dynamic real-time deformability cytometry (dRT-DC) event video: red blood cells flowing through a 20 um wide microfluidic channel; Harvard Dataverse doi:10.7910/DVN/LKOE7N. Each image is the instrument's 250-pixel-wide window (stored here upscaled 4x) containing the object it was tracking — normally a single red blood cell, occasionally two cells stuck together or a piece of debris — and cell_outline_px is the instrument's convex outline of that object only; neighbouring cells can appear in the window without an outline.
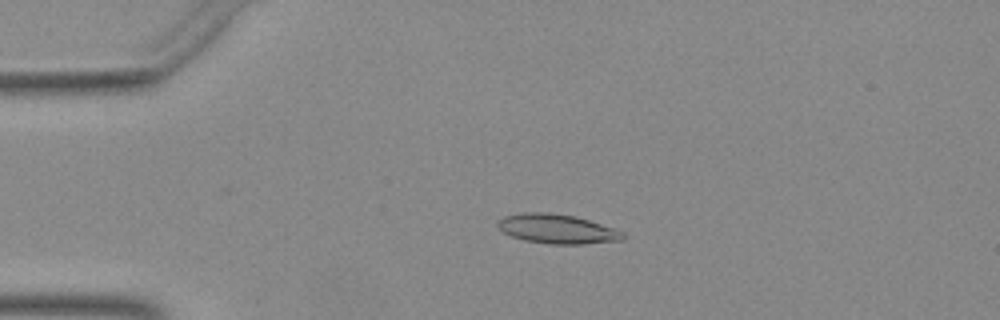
{"species": "Egyptian fruit bat (a non-hibernating species)", "species_latin": "Rousettus aegyptiacus", "temperature_condition": "warm", "stored_images_in_passage": 49, "camera_frame_rate_fps": 3000, "um_per_image_px": 0.085, "animal": {"sex": "female"}, "frame": {"image": 1, "passage_image": 10, "time_ms": 3.0, "image_size_px": [1000, 320], "cell_outline_px": [[624, 240], [584, 244], [548, 244], [524, 240], [512, 236], [496, 228], [496, 220], [504, 216], [524, 212], [548, 212], [576, 216], [624, 232]], "centroid_in_image_um": [47.31, 19.45], "position_along_channel_um": 37.7, "area_um2": 21.56}}
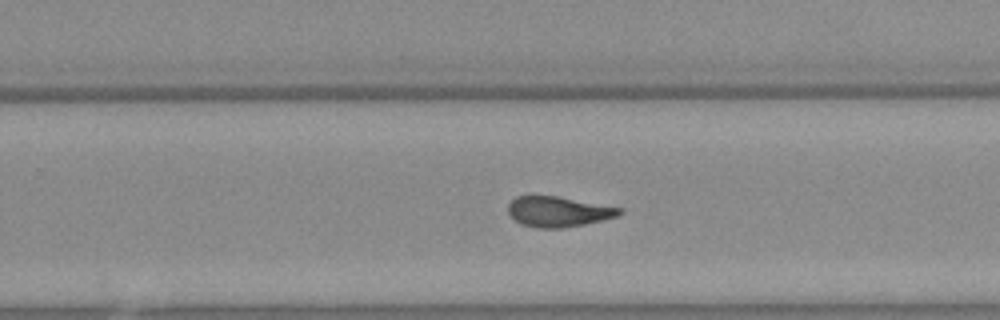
{"frame": {"image": 2, "passage_image": 31, "time_ms": 10.0, "image_size_px": [1000, 320], "cell_outline_px": [[624, 212], [616, 216], [584, 224], [560, 228], [536, 228], [524, 224], [516, 220], [508, 212], [508, 204], [516, 196], [532, 192], [556, 196], [620, 208]], "centroid_in_image_um": [47.36, 17.94], "position_along_channel_um": 282.4, "area_um2": 19.77}}
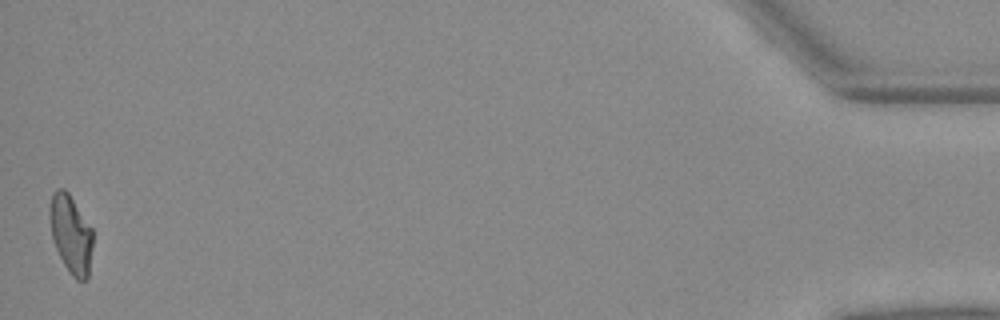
{"frame": {"image": 3, "passage_image": 49, "time_ms": 16.0, "image_size_px": [1000, 320], "cell_outline_px": [[92, 248], [88, 280], [76, 280], [72, 276], [64, 264], [56, 248], [52, 236], [48, 216], [48, 212], [52, 192], [56, 188], [64, 188], [68, 192], [92, 228]], "centroid_in_image_um": [6.01, 19.88], "position_along_channel_um": 429.2, "area_um2": 19.77}}